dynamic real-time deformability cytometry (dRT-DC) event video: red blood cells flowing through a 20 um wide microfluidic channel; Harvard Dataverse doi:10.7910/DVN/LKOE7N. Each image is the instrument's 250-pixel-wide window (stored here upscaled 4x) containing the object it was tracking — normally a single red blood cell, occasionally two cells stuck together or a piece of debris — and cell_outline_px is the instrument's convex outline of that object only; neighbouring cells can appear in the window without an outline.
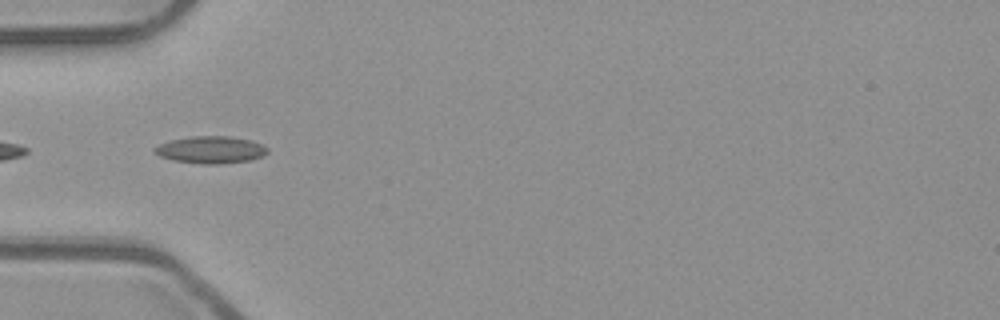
{"species": "common noctule bat (a hibernating species)", "species_latin": "Nyctalus noctula", "temperature_condition": "room temperature", "stored_images_in_passage": 19, "camera_frame_rate_fps": 3000, "um_per_image_px": 0.085, "animal": {"sex": "male", "body_mass_g": 23.1, "forearm_length_mm": 52.7}, "frame": {"image": 1, "passage_image": 17, "time_ms": 5.333, "image_size_px": [1000, 320], "cell_outline_px": [[268, 152], [264, 156], [252, 160], [220, 164], [200, 164], [172, 160], [160, 156], [152, 152], [152, 148], [160, 144], [172, 140], [192, 136], [228, 136], [252, 140], [268, 148]], "centroid_in_image_um": [17.92, 12.74], "position_along_channel_um": 67.1, "area_um2": 18.03}}